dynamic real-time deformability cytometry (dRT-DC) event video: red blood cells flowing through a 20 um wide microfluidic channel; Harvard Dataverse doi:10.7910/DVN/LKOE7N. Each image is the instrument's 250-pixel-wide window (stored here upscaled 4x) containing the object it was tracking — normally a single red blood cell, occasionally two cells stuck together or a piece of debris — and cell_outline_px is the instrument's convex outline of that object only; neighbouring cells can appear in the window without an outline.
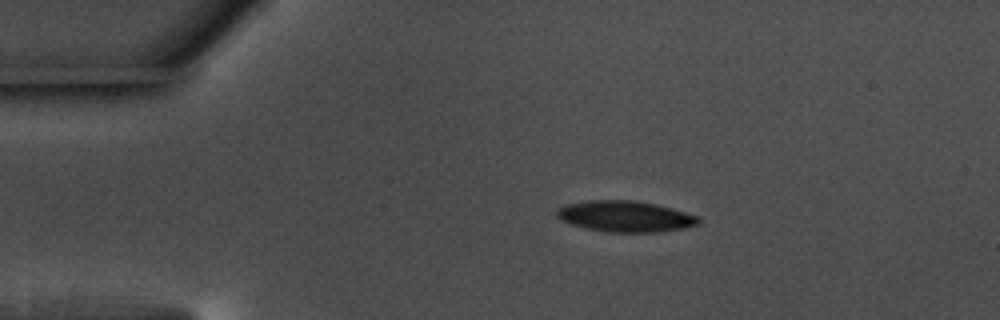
{"species": "common noctule bat (a hibernating species)", "species_latin": "Nyctalus noctula", "temperature_condition": "warm", "stored_images_in_passage": 46, "camera_frame_rate_fps": 3000, "um_per_image_px": 0.085, "animal": {"sex": "male", "body_mass_g": 17.5, "forearm_length_mm": 52.3}, "frame": {"image": 1, "passage_image": 1, "time_ms": 0.0, "image_size_px": [1000, 320], "cell_outline_px": [[704, 220], [700, 224], [684, 228], [656, 232], [608, 232], [584, 228], [560, 220], [556, 216], [556, 208], [564, 204], [588, 200], [636, 200], [656, 204], [672, 208], [700, 216]], "centroid_in_image_um": [53.16, 18.38], "position_along_channel_um": 31.8, "area_um2": 26.07}}
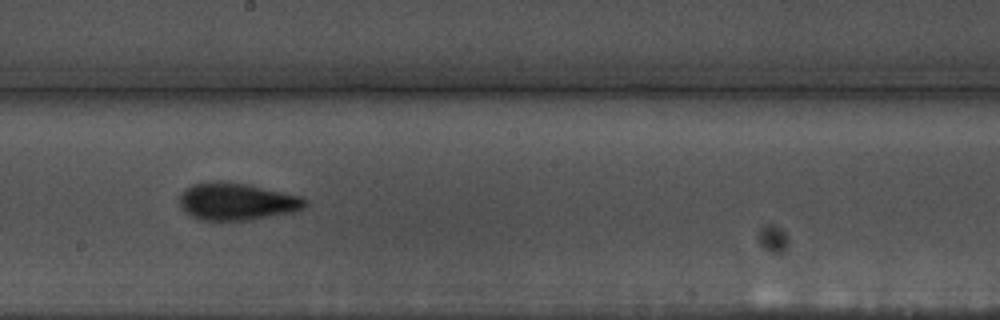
{"frame": {"image": 2, "passage_image": 21, "time_ms": 6.667, "image_size_px": [1000, 320], "cell_outline_px": [[308, 204], [304, 208], [292, 212], [252, 220], [200, 220], [192, 216], [180, 204], [180, 196], [192, 184], [216, 180], [248, 184], [300, 196], [308, 200]], "centroid_in_image_um": [20.17, 17.13], "position_along_channel_um": 228.0, "area_um2": 27.11}}
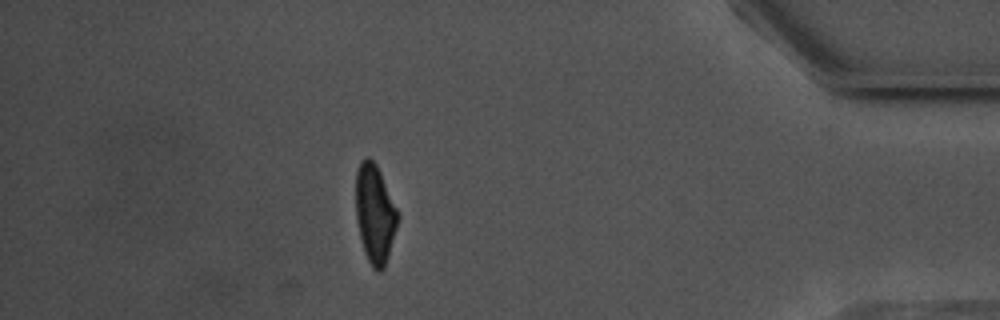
{"frame": {"image": 3, "passage_image": 39, "time_ms": 12.667, "image_size_px": [1000, 320], "cell_outline_px": [[400, 216], [388, 256], [384, 268], [380, 272], [376, 272], [372, 268], [364, 252], [356, 220], [356, 168], [360, 160], [364, 156], [368, 156], [376, 164], [400, 212]], "centroid_in_image_um": [31.87, 18.15], "position_along_channel_um": 403.3, "area_um2": 24.51}}